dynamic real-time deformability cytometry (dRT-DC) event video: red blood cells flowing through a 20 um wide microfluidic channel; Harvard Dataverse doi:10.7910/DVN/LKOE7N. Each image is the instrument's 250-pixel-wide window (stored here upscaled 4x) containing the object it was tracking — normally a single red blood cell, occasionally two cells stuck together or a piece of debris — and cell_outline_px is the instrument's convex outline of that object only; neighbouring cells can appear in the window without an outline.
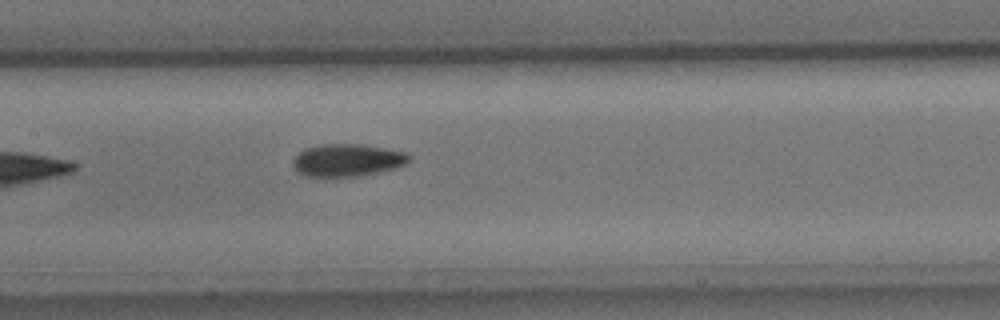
{"species": "common noctule bat (a hibernating species)", "species_latin": "Nyctalus noctula", "temperature_condition": "cold", "stored_images_in_passage": 8, "camera_frame_rate_fps": 3000, "um_per_image_px": 0.085, "animal": {"sex": "male", "body_mass_g": 15.6}, "frame": {"image": 1, "passage_image": 8, "time_ms": 8.333, "image_size_px": [1000, 320], "cell_outline_px": [[408, 160], [400, 168], [360, 176], [304, 176], [292, 164], [292, 160], [304, 148], [316, 144], [360, 144], [384, 148], [404, 152], [408, 156]], "centroid_in_image_um": [29.51, 13.61], "position_along_channel_um": 177.9, "area_um2": 21.91}}